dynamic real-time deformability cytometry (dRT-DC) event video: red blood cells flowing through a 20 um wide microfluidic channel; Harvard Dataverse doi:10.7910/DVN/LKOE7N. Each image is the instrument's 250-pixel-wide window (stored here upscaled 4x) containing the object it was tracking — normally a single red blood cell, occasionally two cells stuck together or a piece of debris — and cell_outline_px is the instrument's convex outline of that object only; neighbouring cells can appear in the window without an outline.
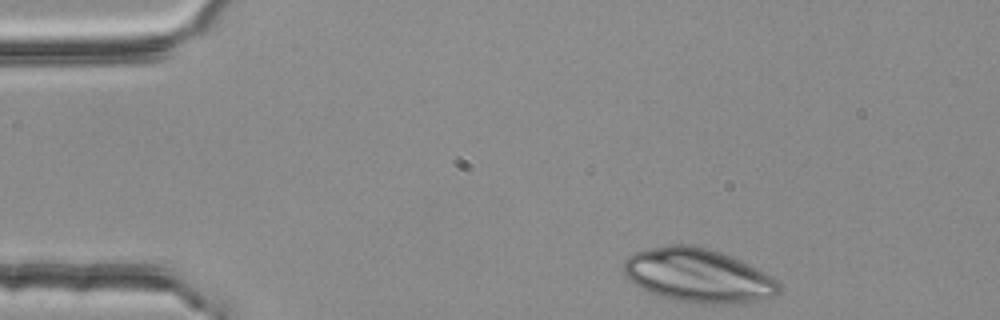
{"species": "common noctule bat (a hibernating species)", "species_latin": "Nyctalus noctula", "temperature_condition": "room temperature", "stored_images_in_passage": 2, "camera_frame_rate_fps": 3000, "um_per_image_px": 0.085, "animal": {"sex": "female", "body_mass_g": 25.1}, "frame": {"image": 1, "passage_image": 1, "time_ms": 0.0, "image_size_px": [1000, 320], "cell_outline_px": [[780, 292], [776, 296], [760, 300], [732, 304], [700, 304], [672, 300], [648, 292], [628, 280], [624, 272], [624, 260], [628, 256], [636, 252], [668, 244], [692, 244], [708, 248], [720, 252], [740, 260], [764, 272], [776, 280], [780, 284]], "centroid_in_image_um": [59.34, 23.43], "position_along_channel_um": 25.7, "area_um2": 48.96}}